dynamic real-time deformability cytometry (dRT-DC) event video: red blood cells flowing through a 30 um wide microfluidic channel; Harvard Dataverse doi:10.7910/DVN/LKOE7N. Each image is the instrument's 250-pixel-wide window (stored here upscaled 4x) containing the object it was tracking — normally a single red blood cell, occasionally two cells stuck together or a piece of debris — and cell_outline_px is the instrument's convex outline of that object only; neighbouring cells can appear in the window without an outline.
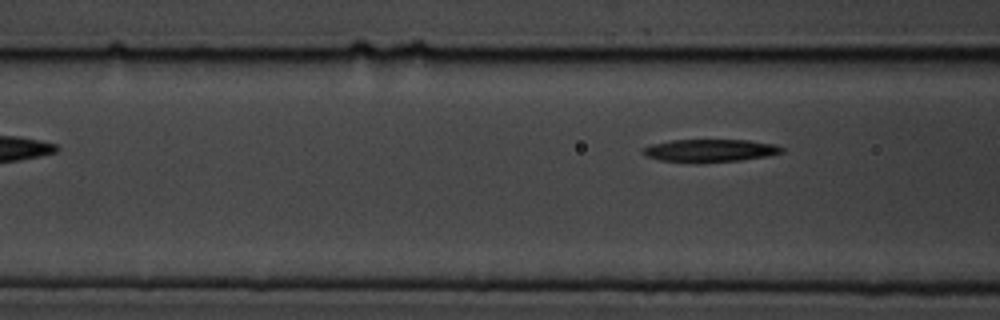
{"species": "common noctule bat (a hibernating species)", "species_latin": "Nyctalus noctula", "temperature_condition": "cold", "stored_images_in_passage": 4, "camera_frame_rate_fps": 3000, "um_per_image_px": 0.085, "animal": {"sex": "male", "body_mass_g": 19.5, "forearm_length_mm": 54.6}, "frame": {"image": 1, "passage_image": 4, "time_ms": 3.667, "image_size_px": [1000, 320], "cell_outline_px": [[784, 152], [768, 156], [740, 160], [696, 164], [660, 160], [644, 156], [640, 152], [640, 148], [652, 144], [672, 140], [748, 140], [776, 144], [784, 148]], "centroid_in_image_um": [60.3, 12.81], "position_along_channel_um": 106.3, "area_um2": 18.9}}